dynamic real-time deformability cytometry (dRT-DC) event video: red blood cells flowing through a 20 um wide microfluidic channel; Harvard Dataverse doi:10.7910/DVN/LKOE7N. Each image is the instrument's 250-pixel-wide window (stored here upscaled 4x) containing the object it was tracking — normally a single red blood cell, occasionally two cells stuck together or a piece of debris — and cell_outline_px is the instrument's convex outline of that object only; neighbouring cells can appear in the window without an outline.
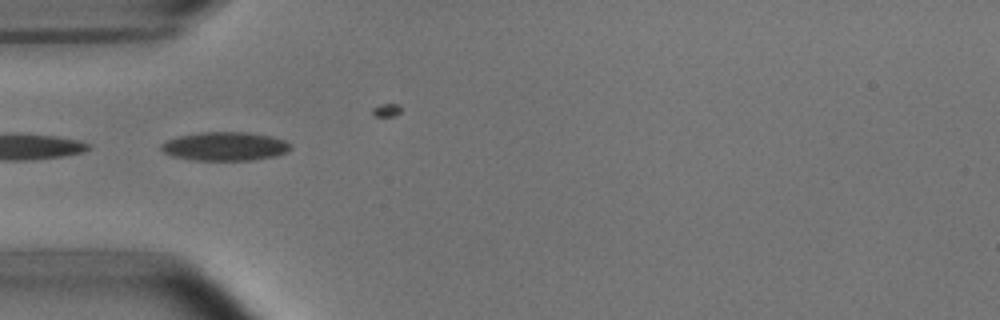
{"species": "common noctule bat (a hibernating species)", "species_latin": "Nyctalus noctula", "temperature_condition": "room temperature", "stored_images_in_passage": 4, "camera_frame_rate_fps": 3000, "um_per_image_px": 0.085, "animal": {"sex": "male", "body_mass_g": 15.6}, "frame": {"image": 1, "passage_image": 2, "time_ms": 1.333, "image_size_px": [1000, 320], "cell_outline_px": [[292, 148], [288, 152], [276, 156], [252, 160], [196, 160], [172, 156], [164, 152], [160, 148], [160, 144], [176, 136], [200, 132], [248, 132], [272, 136], [284, 140], [292, 144]], "centroid_in_image_um": [19.15, 12.43], "position_along_channel_um": 65.8, "area_um2": 21.85}}
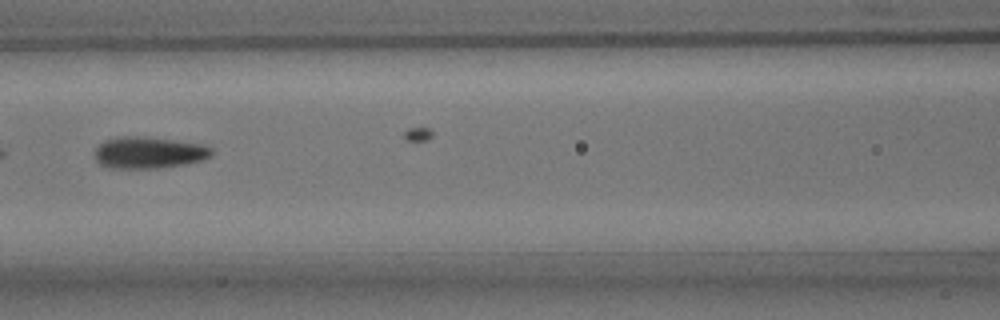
{"frame": {"image": 2, "passage_image": 4, "time_ms": 3.667, "image_size_px": [1000, 320], "cell_outline_px": [[212, 156], [204, 160], [184, 164], [160, 168], [108, 168], [100, 164], [96, 160], [96, 148], [104, 140], [120, 136], [136, 136], [172, 140], [204, 144], [212, 148]], "centroid_in_image_um": [12.67, 12.98], "position_along_channel_um": 153.9, "area_um2": 21.56}}